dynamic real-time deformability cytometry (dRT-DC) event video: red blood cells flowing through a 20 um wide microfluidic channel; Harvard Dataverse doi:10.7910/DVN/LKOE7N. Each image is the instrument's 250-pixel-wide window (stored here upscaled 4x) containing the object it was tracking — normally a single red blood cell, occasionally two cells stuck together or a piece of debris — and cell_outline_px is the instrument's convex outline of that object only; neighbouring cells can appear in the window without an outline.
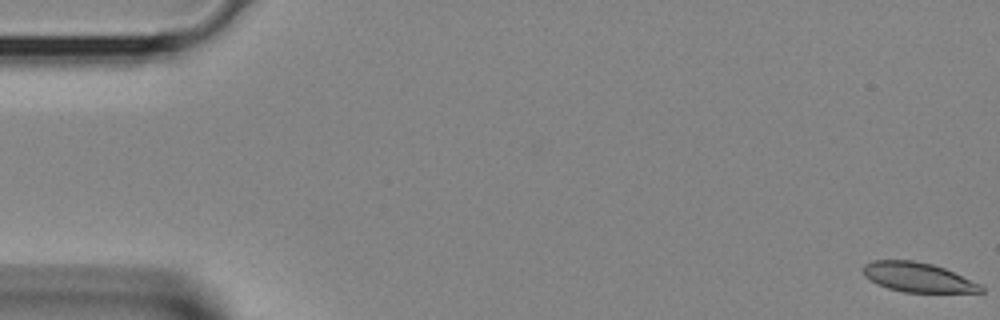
{"species": "Egyptian fruit bat (a non-hibernating species)", "species_latin": "Rousettus aegyptiacus", "temperature_condition": "room temperature", "stored_images_in_passage": 38, "camera_frame_rate_fps": 3000, "um_per_image_px": 0.085, "animal": {"sex": "female"}, "frame": {"image": 1, "passage_image": 1, "time_ms": 0.0, "image_size_px": [1000, 320], "cell_outline_px": [[984, 292], [904, 292], [888, 288], [876, 284], [864, 276], [860, 268], [864, 264], [872, 260], [912, 260], [932, 264], [944, 268], [980, 284], [984, 288]], "centroid_in_image_um": [77.95, 23.56], "position_along_channel_um": 7.0, "area_um2": 20.29}}
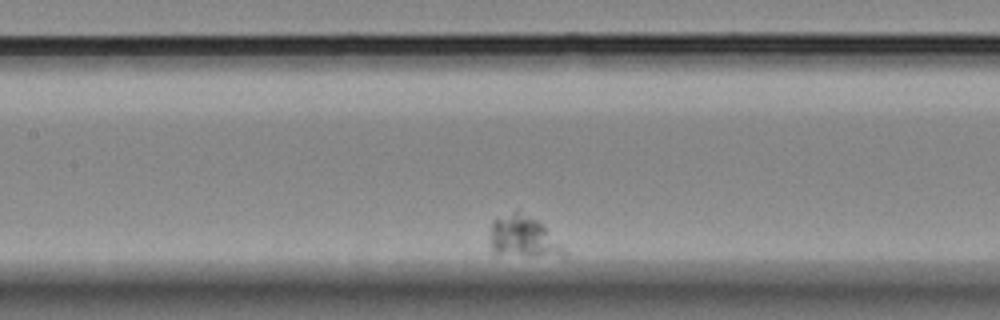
{"frame": {"image": 2, "passage_image": 22, "time_ms": 7.0, "image_size_px": [1000, 320], "cell_outline_px": [[568, 256], [496, 256], [492, 252], [488, 236], [492, 220], [516, 212], [536, 220], [568, 252]], "centroid_in_image_um": [44.4, 20.23], "position_along_channel_um": 163.0, "area_um2": 17.74}}
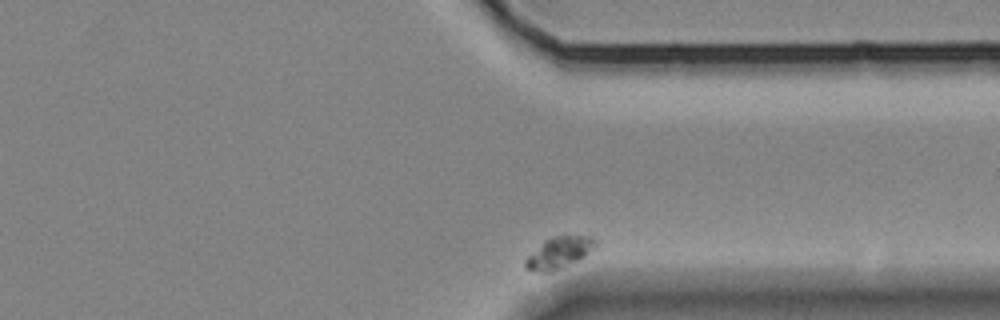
{"frame": {"image": 3, "passage_image": 38, "time_ms": 12.333, "image_size_px": [1000, 320], "cell_outline_px": [[600, 244], [596, 248], [584, 256], [552, 272], [532, 272], [524, 268], [524, 260], [544, 240], [552, 236], [564, 232], [588, 236], [596, 240]], "centroid_in_image_um": [47.54, 21.42], "position_along_channel_um": 363.9, "area_um2": 13.41}}